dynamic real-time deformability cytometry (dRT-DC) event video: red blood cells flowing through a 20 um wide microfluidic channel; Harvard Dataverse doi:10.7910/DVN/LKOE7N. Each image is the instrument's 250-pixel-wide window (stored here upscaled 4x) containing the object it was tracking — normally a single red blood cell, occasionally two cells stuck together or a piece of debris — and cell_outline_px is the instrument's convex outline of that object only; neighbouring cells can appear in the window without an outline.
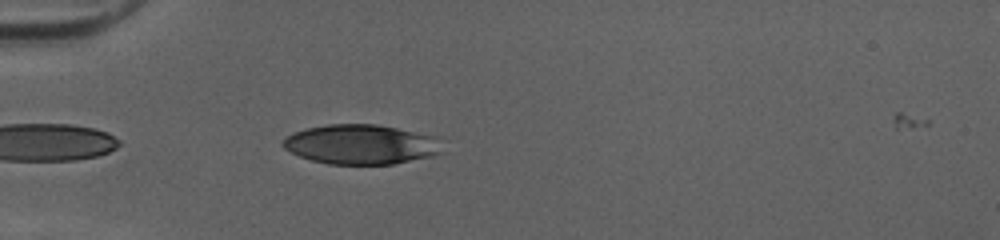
{"species": "human", "species_latin": "Homo sapiens", "temperature_condition": "cold", "stored_images_in_passage": 35, "camera_frame_rate_fps": 3000, "um_per_image_px": 0.085, "donor": {"sex": "female"}, "frame": {"image": 1, "passage_image": 2, "time_ms": 0.333, "image_size_px": [1000, 240], "cell_outline_px": [[444, 152], [432, 156], [392, 164], [328, 164], [312, 160], [300, 156], [284, 148], [280, 144], [292, 132], [308, 128], [328, 124], [376, 124], [436, 136]], "centroid_in_image_um": [30.69, 12.27], "position_along_channel_um": 54.3, "area_um2": 36.76}}
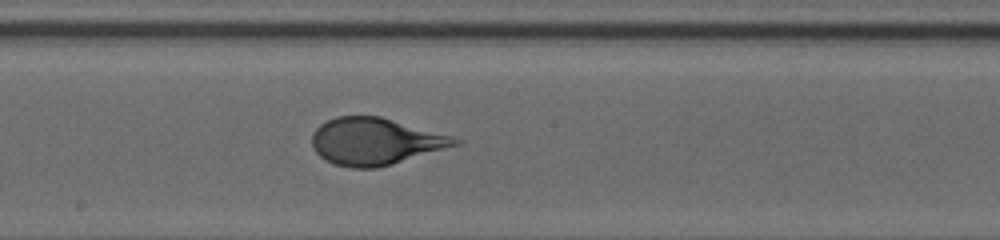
{"frame": {"image": 2, "passage_image": 15, "time_ms": 4.667, "image_size_px": [1000, 240], "cell_outline_px": [[464, 140], [460, 144], [392, 164], [376, 168], [352, 168], [336, 164], [320, 156], [312, 148], [312, 132], [320, 124], [336, 116], [380, 116], [452, 136]], "centroid_in_image_um": [31.89, 12.01], "position_along_channel_um": 216.3, "area_um2": 38.9}}
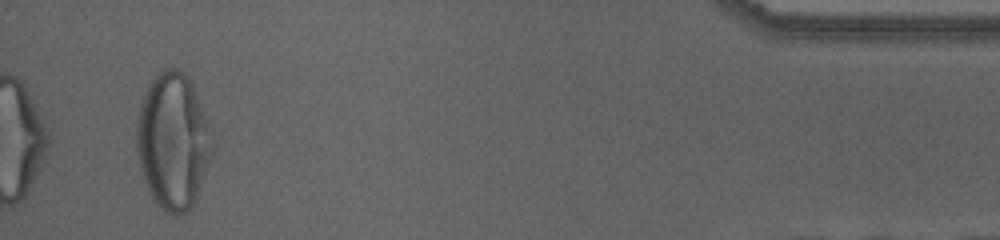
{"frame": {"image": 3, "passage_image": 35, "time_ms": 11.333, "image_size_px": [1000, 240], "cell_outline_px": [[212, 152], [196, 200], [184, 212], [176, 216], [172, 216], [160, 208], [152, 196], [148, 188], [140, 168], [136, 148], [136, 120], [140, 104], [144, 92], [148, 84], [164, 68], [176, 68], [184, 72], [192, 84], [208, 120], [212, 144]], "centroid_in_image_um": [14.68, 11.98], "position_along_channel_um": 420.5, "area_um2": 59.82}, "authors_computed_cell_mechanics": {"area_um2": 39.3618, "velocity_mm_per_s": 4.043, "shape_relaxation_time_tau1_ms": 3.4047, "shape_relaxation_time_tau2_ms": null, "deformation_change_tau1": 0.1748, "deformation_change_tau2": null}}